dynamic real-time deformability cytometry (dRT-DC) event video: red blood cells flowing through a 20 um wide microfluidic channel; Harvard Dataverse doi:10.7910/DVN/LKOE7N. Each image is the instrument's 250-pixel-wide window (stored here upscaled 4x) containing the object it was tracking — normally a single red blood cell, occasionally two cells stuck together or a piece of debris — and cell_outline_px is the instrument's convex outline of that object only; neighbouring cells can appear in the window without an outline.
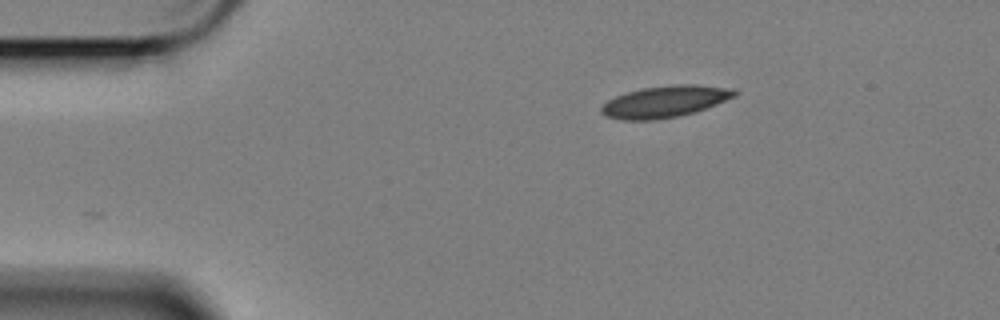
{"species": "Egyptian fruit bat (a non-hibernating species)", "species_latin": "Rousettus aegyptiacus", "temperature_condition": "cold", "stored_images_in_passage": 50, "camera_frame_rate_fps": 3000, "um_per_image_px": 0.085, "animal": {"sex": "female"}, "frame": {"image": 1, "passage_image": 1, "time_ms": 0.0, "image_size_px": [1000, 320], "cell_outline_px": [[740, 92], [736, 96], [716, 104], [692, 112], [676, 116], [652, 120], [624, 120], [608, 116], [600, 112], [600, 108], [608, 100], [616, 96], [628, 92], [644, 88], [672, 84], [696, 84], [736, 88]], "centroid_in_image_um": [56.58, 8.61], "position_along_channel_um": 28.4, "area_um2": 24.39}}
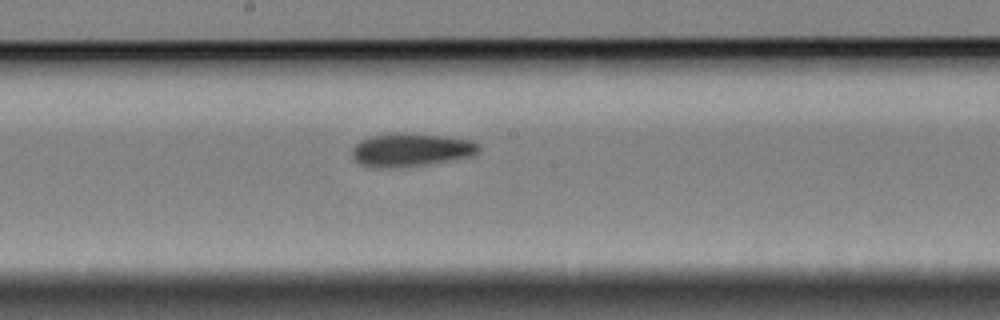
{"frame": {"image": 2, "passage_image": 22, "time_ms": 7.0, "image_size_px": [1000, 320], "cell_outline_px": [[480, 152], [472, 156], [428, 164], [400, 168], [368, 168], [360, 164], [352, 156], [352, 148], [360, 140], [372, 136], [388, 132], [408, 132], [444, 136], [472, 140], [480, 144]], "centroid_in_image_um": [34.92, 12.73], "position_along_channel_um": 213.3, "area_um2": 25.2}}
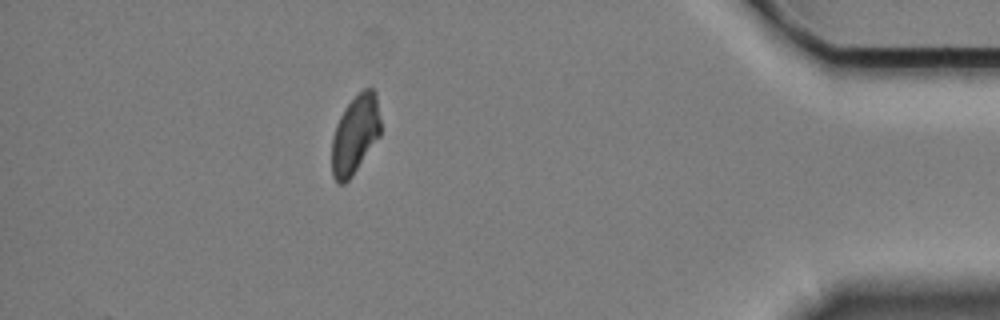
{"frame": {"image": 3, "passage_image": 43, "time_ms": 14.0, "image_size_px": [1000, 320], "cell_outline_px": [[380, 136], [352, 176], [344, 184], [336, 184], [332, 176], [332, 140], [336, 124], [344, 108], [364, 88], [372, 88], [376, 92], [380, 120]], "centroid_in_image_um": [30.18, 11.46], "position_along_channel_um": 405.0, "area_um2": 22.37}, "authors_computed_cell_mechanics": {"area_um2": 24.1893, "velocity_mm_per_s": 3.3956, "shape_relaxation_time_tau1_ms": 10.5968, "shape_relaxation_time_tau2_ms": 4.3521, "deformation_change_tau1": 0.1461, "deformation_change_tau2": 0.0908}}